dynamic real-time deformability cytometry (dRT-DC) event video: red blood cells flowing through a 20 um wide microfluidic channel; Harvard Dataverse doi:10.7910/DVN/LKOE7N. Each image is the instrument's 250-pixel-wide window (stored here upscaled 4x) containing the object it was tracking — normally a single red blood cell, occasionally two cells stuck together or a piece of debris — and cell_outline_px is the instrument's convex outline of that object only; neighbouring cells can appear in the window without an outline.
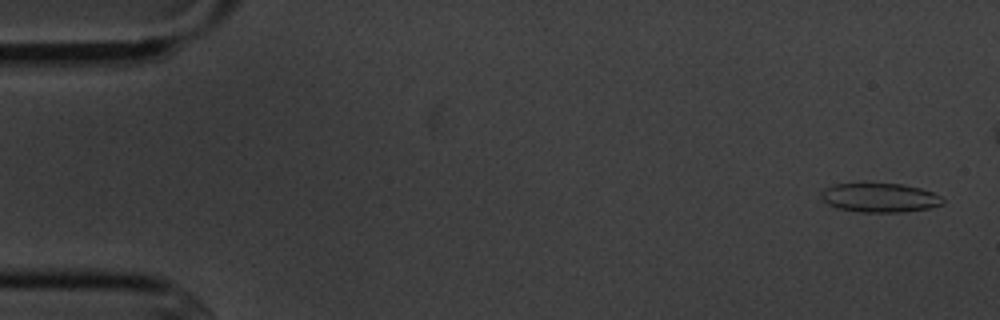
{"species": "common noctule bat (a hibernating species)", "species_latin": "Nyctalus noctula", "temperature_condition": "cold", "stored_images_in_passage": 5, "camera_frame_rate_fps": 3000, "um_per_image_px": 0.085, "animal": {"sex": "male", "body_mass_g": 20.1, "forearm_length_mm": 53.5}, "frame": {"image": 1, "passage_image": 1, "time_ms": 0.0, "image_size_px": [1000, 320], "cell_outline_px": [[944, 200], [940, 204], [928, 208], [900, 212], [860, 212], [836, 208], [828, 204], [820, 196], [820, 192], [824, 188], [832, 184], [900, 184], [920, 188], [932, 192], [940, 196]], "centroid_in_image_um": [74.72, 16.8], "position_along_channel_um": 10.3, "area_um2": 20.4}}